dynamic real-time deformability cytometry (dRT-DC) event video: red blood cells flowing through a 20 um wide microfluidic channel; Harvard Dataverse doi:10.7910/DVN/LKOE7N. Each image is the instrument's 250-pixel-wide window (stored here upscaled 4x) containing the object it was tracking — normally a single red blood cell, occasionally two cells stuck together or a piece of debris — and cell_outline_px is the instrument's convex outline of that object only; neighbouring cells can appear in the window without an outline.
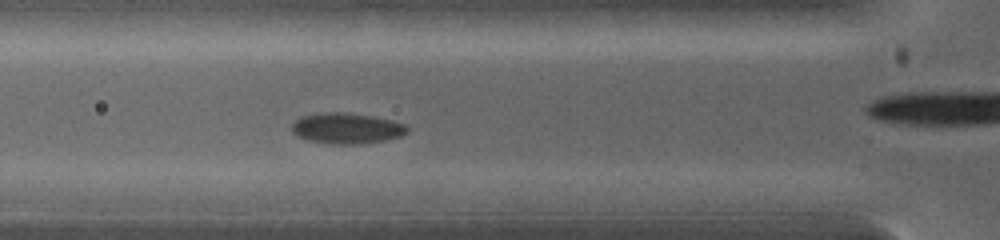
{"species": "common noctule bat (a hibernating species)", "species_latin": "Nyctalus noctula", "temperature_condition": "warm", "stored_images_in_passage": 6, "camera_frame_rate_fps": 5000, "um_per_image_px": 0.085, "animal": {"sex": "female", "body_mass_g": 19.0, "forearm_length_mm": 53.3}, "frame": {"image": 1, "passage_image": 6, "time_ms": 2.2, "image_size_px": [1000, 240], "cell_outline_px": [[408, 132], [400, 136], [384, 140], [352, 144], [332, 144], [312, 140], [300, 136], [292, 132], [292, 124], [300, 116], [324, 112], [348, 112], [372, 116], [392, 120], [404, 124], [408, 128]], "centroid_in_image_um": [29.47, 10.88], "position_along_channel_um": 96.3, "area_um2": 20.4}}